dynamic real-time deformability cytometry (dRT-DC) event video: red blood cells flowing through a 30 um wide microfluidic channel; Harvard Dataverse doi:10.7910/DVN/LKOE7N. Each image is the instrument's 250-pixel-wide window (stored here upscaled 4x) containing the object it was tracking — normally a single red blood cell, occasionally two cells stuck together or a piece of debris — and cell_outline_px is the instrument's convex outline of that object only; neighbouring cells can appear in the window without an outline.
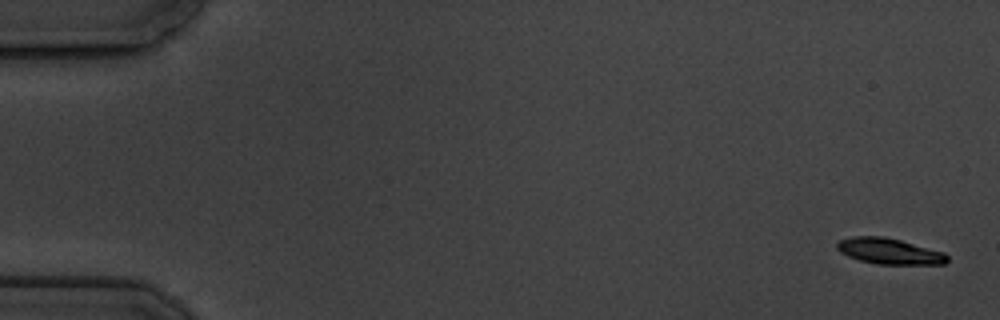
{"species": "common noctule bat (a hibernating species)", "species_latin": "Nyctalus noctula", "temperature_condition": "cold", "stored_images_in_passage": 5, "camera_frame_rate_fps": 3000, "um_per_image_px": 0.085, "animal": {"sex": "male", "body_mass_g": 19.5, "forearm_length_mm": 54.6}, "frame": {"image": 1, "passage_image": 1, "time_ms": 0.0, "image_size_px": [1000, 320], "cell_outline_px": [[948, 260], [944, 264], [876, 264], [860, 260], [848, 256], [840, 252], [836, 248], [836, 244], [840, 240], [852, 236], [884, 236], [900, 240], [944, 252], [948, 256]], "centroid_in_image_um": [75.58, 21.35], "position_along_channel_um": 9.4, "area_um2": 16.59}}
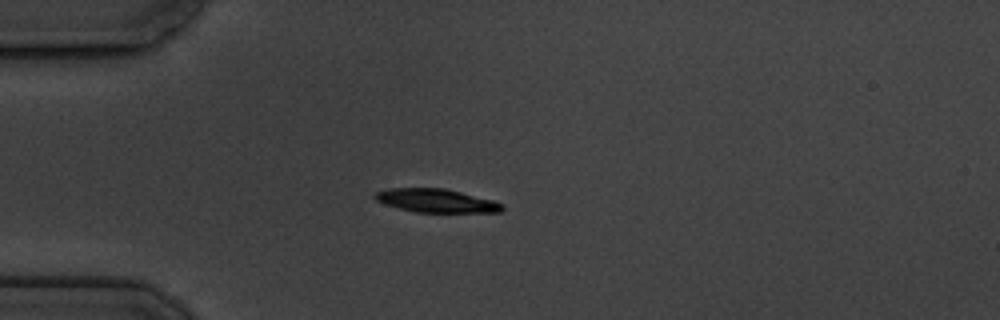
{"frame": {"image": 2, "passage_image": 5, "time_ms": 4.667, "image_size_px": [1000, 320], "cell_outline_px": [[504, 208], [500, 212], [416, 212], [384, 204], [376, 200], [372, 196], [376, 192], [388, 188], [444, 188], [492, 200], [504, 204]], "centroid_in_image_um": [37.06, 17.05], "position_along_channel_um": 47.9, "area_um2": 17.28}}